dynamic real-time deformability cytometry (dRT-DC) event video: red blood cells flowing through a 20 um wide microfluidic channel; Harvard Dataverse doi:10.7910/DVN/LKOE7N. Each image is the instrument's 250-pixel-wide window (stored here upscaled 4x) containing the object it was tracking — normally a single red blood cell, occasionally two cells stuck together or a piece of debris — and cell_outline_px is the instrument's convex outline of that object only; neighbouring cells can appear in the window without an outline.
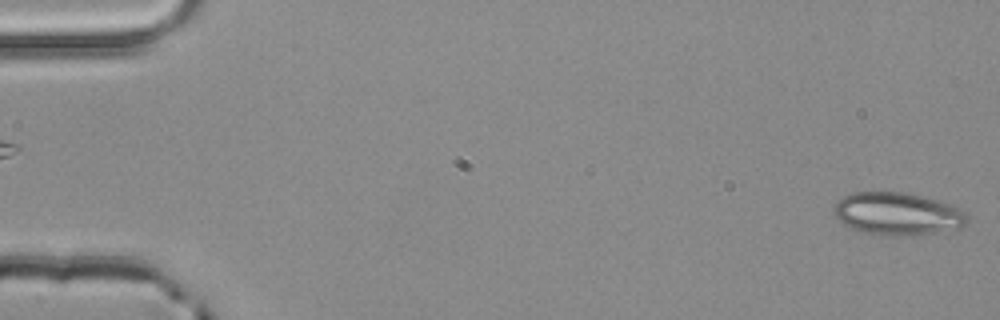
{"species": "common noctule bat (a hibernating species)", "species_latin": "Nyctalus noctula", "temperature_condition": "room temperature", "stored_images_in_passage": 3, "segment_of_instrument_passage": [2, 2], "camera_frame_rate_fps": 3000, "um_per_image_px": 0.085, "animal": {"sex": "male", "body_mass_g": 20.4}, "frame": {"image": 1, "passage_image": 3, "time_ms": 0.667, "image_size_px": [1000, 320], "cell_outline_px": [[968, 220], [960, 228], [912, 236], [884, 236], [864, 232], [852, 228], [844, 224], [832, 212], [832, 204], [840, 196], [852, 192], [904, 192], [936, 200], [960, 208], [968, 212]], "centroid_in_image_um": [76.25, 18.17], "position_along_channel_um": 8.8, "area_um2": 33.52}}